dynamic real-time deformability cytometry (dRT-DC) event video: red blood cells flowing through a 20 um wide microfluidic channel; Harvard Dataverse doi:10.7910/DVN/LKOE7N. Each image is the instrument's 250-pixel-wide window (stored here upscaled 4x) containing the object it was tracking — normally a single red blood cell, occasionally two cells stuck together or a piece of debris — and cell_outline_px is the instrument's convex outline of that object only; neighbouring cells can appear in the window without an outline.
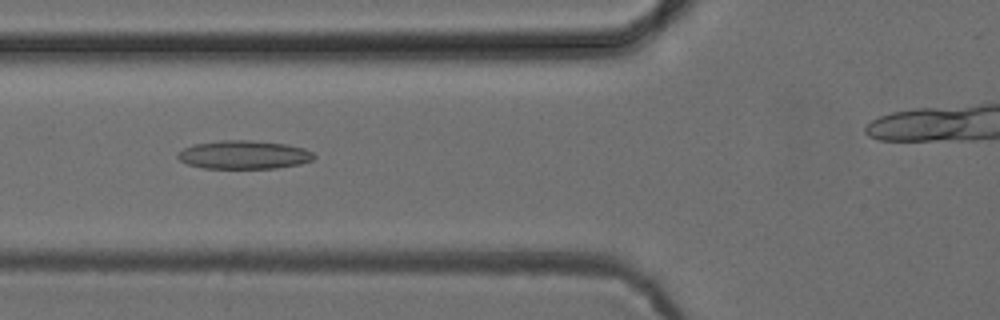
{"species": "common noctule bat (a hibernating species)", "species_latin": "Nyctalus noctula", "temperature_condition": "cold", "stored_images_in_passage": 32, "camera_frame_rate_fps": 3000, "um_per_image_px": 0.085, "animal": {"sex": "female", "body_mass_g": 24.6, "forearm_length_mm": 56.2}, "frame": {"image": 1, "passage_image": 6, "time_ms": 1.667, "image_size_px": [1000, 320], "cell_outline_px": [[316, 156], [312, 160], [300, 164], [276, 168], [204, 168], [188, 164], [180, 160], [176, 156], [184, 148], [192, 144], [220, 140], [252, 140], [284, 144], [304, 148], [312, 152]], "centroid_in_image_um": [20.73, 13.15], "position_along_channel_um": 105.1, "area_um2": 22.54}}
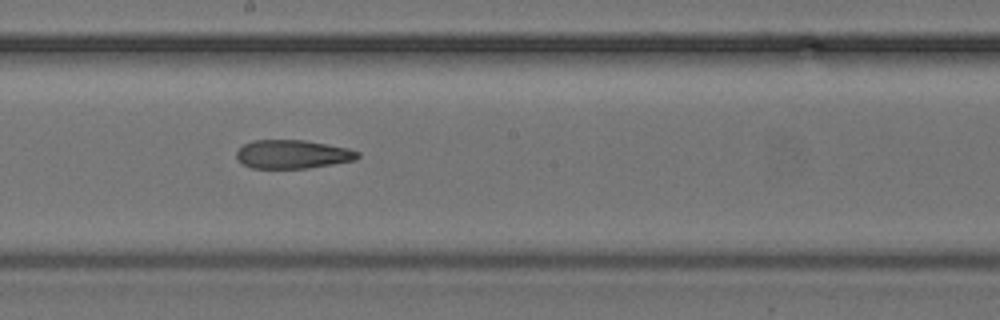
{"frame": {"image": 2, "passage_image": 15, "time_ms": 4.667, "image_size_px": [1000, 320], "cell_outline_px": [[360, 156], [356, 160], [308, 168], [252, 168], [244, 164], [236, 156], [236, 152], [244, 144], [252, 140], [304, 140], [348, 148], [360, 152]], "centroid_in_image_um": [24.89, 13.11], "position_along_channel_um": 223.3, "area_um2": 20.11}}
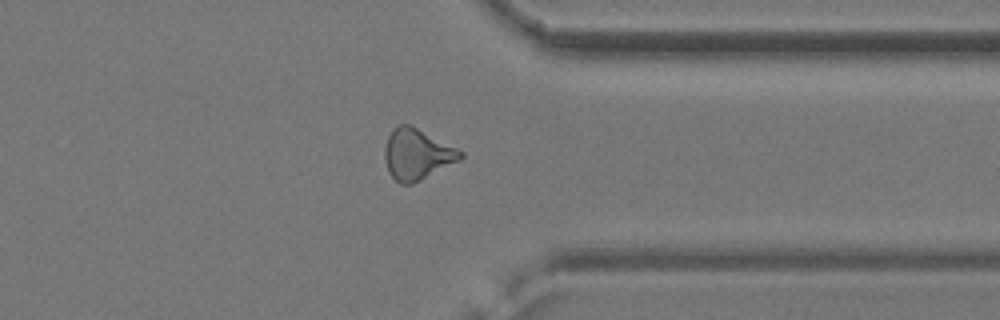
{"frame": {"image": 3, "passage_image": 27, "time_ms": 8.667, "image_size_px": [1000, 320], "cell_outline_px": [[464, 156], [460, 160], [412, 184], [400, 184], [388, 172], [384, 156], [384, 148], [388, 136], [392, 128], [400, 124], [408, 124], [464, 152]], "centroid_in_image_um": [35.42, 13.12], "position_along_channel_um": 376.0, "area_um2": 22.14}, "authors_computed_cell_mechanics": {"area_um2": 21.4727, "velocity_mm_per_s": 3.9236, "shape_relaxation_time_tau1_ms": null, "shape_relaxation_time_tau2_ms": 3.8741, "deformation_change_tau1": null, "deformation_change_tau2": 0.1226}}